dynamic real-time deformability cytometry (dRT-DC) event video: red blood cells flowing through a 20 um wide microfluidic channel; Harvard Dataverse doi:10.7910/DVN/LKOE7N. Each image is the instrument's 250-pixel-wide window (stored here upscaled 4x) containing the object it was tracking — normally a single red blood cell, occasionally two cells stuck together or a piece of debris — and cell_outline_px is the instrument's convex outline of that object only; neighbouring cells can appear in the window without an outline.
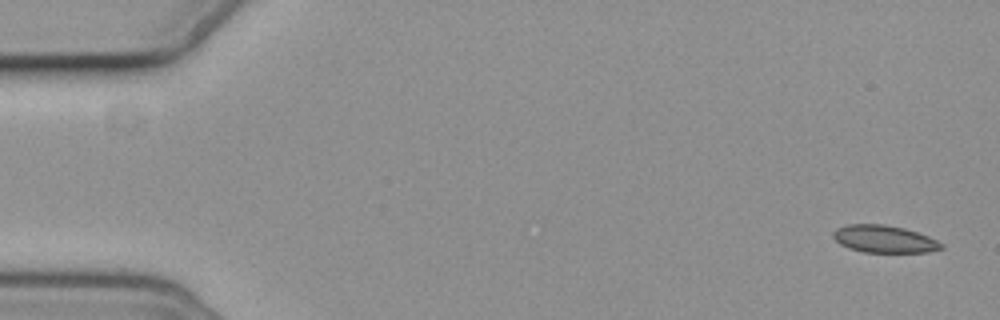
{"species": "common noctule bat (a hibernating species)", "species_latin": "Nyctalus noctula", "temperature_condition": "cold", "stored_images_in_passage": 6, "camera_frame_rate_fps": 3000, "um_per_image_px": 0.085, "animal": {"sex": "female", "body_mass_g": 19.3, "forearm_length_mm": 54.1}, "frame": {"image": 1, "passage_image": 1, "time_ms": 0.0, "image_size_px": [1000, 320], "cell_outline_px": [[944, 248], [928, 252], [864, 252], [848, 248], [840, 244], [832, 236], [832, 232], [836, 228], [848, 224], [884, 224], [904, 228], [928, 236], [944, 244]], "centroid_in_image_um": [75.14, 20.31], "position_along_channel_um": 9.9, "area_um2": 17.28}}